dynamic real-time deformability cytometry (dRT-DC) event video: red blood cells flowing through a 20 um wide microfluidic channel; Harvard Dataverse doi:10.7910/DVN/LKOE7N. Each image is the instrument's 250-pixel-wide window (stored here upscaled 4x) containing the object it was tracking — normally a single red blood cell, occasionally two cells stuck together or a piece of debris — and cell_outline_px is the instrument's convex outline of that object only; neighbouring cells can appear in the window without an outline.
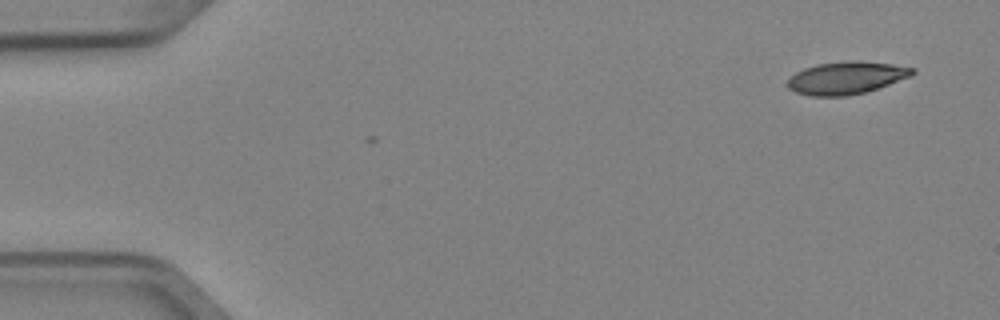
{"species": "Egyptian fruit bat (a non-hibernating species)", "species_latin": "Rousettus aegyptiacus", "temperature_condition": "cold", "stored_images_in_passage": 2, "camera_frame_rate_fps": 3000, "um_per_image_px": 0.085, "animal": {"sex": "female"}, "frame": {"image": 1, "passage_image": 2, "time_ms": 0.333, "image_size_px": [1000, 320], "cell_outline_px": [[916, 72], [912, 76], [864, 92], [848, 96], [812, 96], [796, 92], [788, 88], [788, 80], [796, 72], [804, 68], [816, 64], [844, 60], [860, 60], [892, 64], [916, 68]], "centroid_in_image_um": [71.95, 6.6], "position_along_channel_um": 13.0, "area_um2": 23.76}}